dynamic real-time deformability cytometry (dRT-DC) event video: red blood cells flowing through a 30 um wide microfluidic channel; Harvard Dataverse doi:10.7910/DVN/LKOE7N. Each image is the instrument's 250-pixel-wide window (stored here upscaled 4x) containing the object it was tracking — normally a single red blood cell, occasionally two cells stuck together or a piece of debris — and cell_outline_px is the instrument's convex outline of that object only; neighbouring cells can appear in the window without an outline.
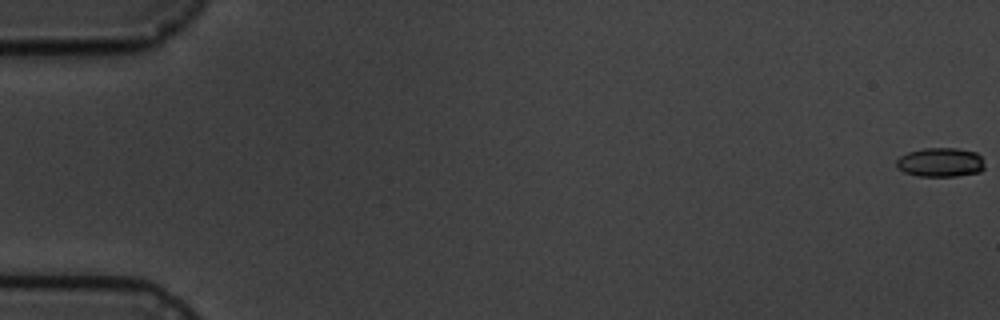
{"species": "common noctule bat (a hibernating species)", "species_latin": "Nyctalus noctula", "temperature_condition": "cold", "stored_images_in_passage": 6, "camera_frame_rate_fps": 3000, "um_per_image_px": 0.085, "animal": {"sex": "male", "body_mass_g": 19.5, "forearm_length_mm": 54.6}, "frame": {"image": 1, "passage_image": 1, "time_ms": 0.0, "image_size_px": [1000, 320], "cell_outline_px": [[984, 168], [980, 172], [956, 176], [920, 176], [904, 172], [896, 168], [896, 160], [900, 156], [908, 152], [924, 148], [956, 148], [976, 152], [980, 156], [984, 164]], "centroid_in_image_um": [79.92, 13.8], "position_along_channel_um": 5.1, "area_um2": 15.03}}
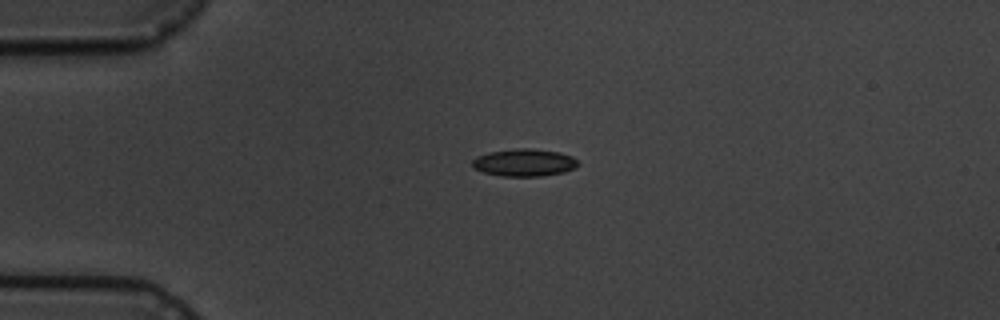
{"frame": {"image": 2, "passage_image": 5, "time_ms": 4.667, "image_size_px": [1000, 320], "cell_outline_px": [[580, 164], [564, 172], [540, 176], [504, 176], [484, 172], [476, 168], [472, 164], [472, 160], [476, 156], [488, 152], [516, 148], [532, 148], [560, 152], [572, 156]], "centroid_in_image_um": [44.56, 13.8], "position_along_channel_um": 40.4, "area_um2": 16.82}}